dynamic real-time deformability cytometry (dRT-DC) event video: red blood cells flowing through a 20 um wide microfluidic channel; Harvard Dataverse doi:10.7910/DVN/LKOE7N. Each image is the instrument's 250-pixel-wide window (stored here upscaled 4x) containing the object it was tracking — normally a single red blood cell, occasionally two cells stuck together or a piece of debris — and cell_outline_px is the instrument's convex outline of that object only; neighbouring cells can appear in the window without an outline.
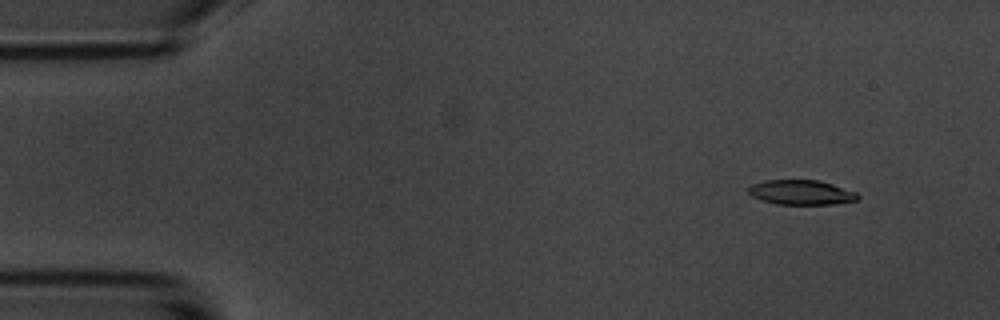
{"species": "common noctule bat (a hibernating species)", "species_latin": "Nyctalus noctula", "temperature_condition": "room temperature", "stored_images_in_passage": 52, "camera_frame_rate_fps": 3000, "um_per_image_px": 0.085, "animal": {"sex": "male", "body_mass_g": 20.1, "forearm_length_mm": 53.5}, "frame": {"image": 1, "passage_image": 1, "time_ms": 0.0, "image_size_px": [1000, 320], "cell_outline_px": [[860, 200], [832, 204], [776, 204], [752, 196], [748, 192], [748, 188], [752, 184], [764, 180], [820, 180], [856, 192], [860, 196]], "centroid_in_image_um": [68.13, 16.35], "position_along_channel_um": 16.9, "area_um2": 15.72}}
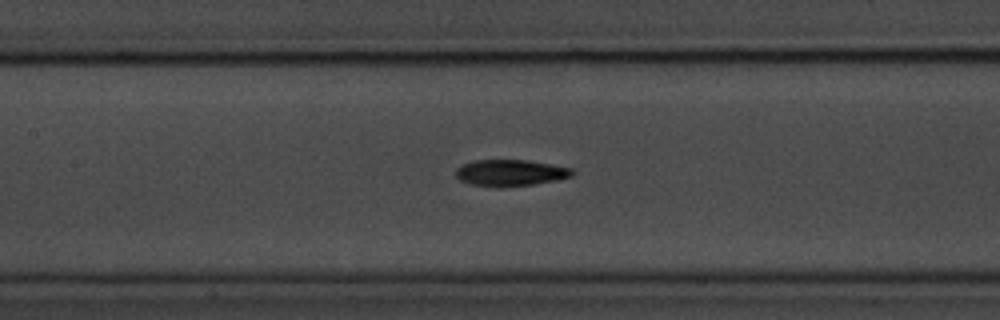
{"frame": {"image": 2, "passage_image": 21, "time_ms": 6.667, "image_size_px": [1000, 320], "cell_outline_px": [[576, 172], [572, 176], [556, 180], [532, 184], [472, 184], [460, 180], [456, 176], [456, 168], [464, 164], [476, 160], [524, 160], [572, 168]], "centroid_in_image_um": [43.42, 14.64], "position_along_channel_um": 164.0, "area_um2": 16.94}}
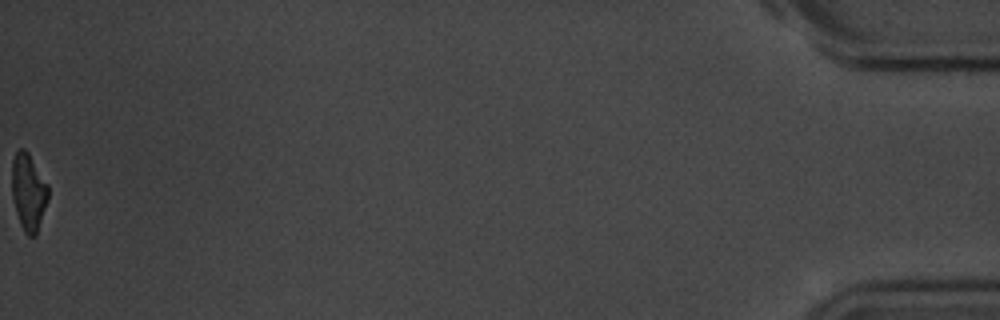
{"frame": {"image": 3, "passage_image": 52, "time_ms": 17.0, "image_size_px": [1000, 320], "cell_outline_px": [[48, 200], [36, 236], [28, 236], [24, 232], [20, 224], [16, 212], [12, 196], [12, 160], [16, 152], [20, 148], [24, 148], [28, 152], [48, 184]], "centroid_in_image_um": [2.42, 16.33], "position_along_channel_um": 432.8, "area_um2": 16.36}, "authors_computed_cell_mechanics": {"area_um2": 17.2822, "velocity_mm_per_s": 3.5898, "shape_relaxation_time_tau1_ms": 3.1006, "shape_relaxation_time_tau2_ms": 4.6365, "deformation_change_tau1": 0.1796, "deformation_change_tau2": 0.1222}}